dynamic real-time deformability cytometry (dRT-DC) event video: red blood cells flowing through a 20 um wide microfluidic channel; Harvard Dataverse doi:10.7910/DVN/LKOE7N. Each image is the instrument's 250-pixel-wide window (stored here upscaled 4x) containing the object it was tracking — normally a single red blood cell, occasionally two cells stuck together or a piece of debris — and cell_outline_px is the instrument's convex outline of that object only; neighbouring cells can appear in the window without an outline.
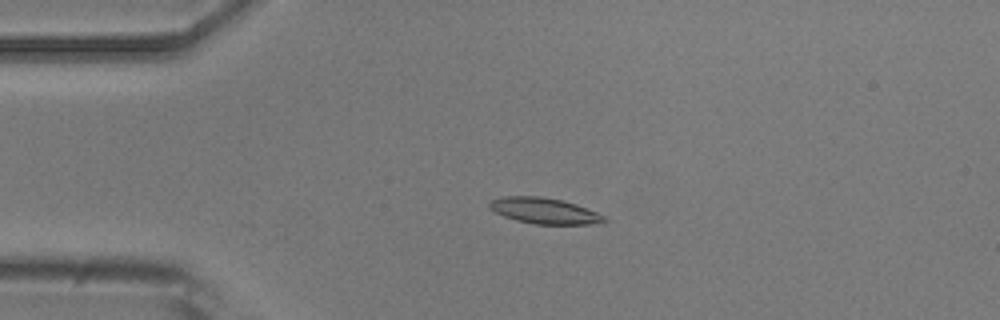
{"species": "common noctule bat (a hibernating species)", "species_latin": "Nyctalus noctula", "temperature_condition": "room temperature", "stored_images_in_passage": 5, "camera_frame_rate_fps": 3000, "um_per_image_px": 0.085, "animal": {"sex": "male", "body_mass_g": 20.5, "forearm_length_mm": 52.5}, "frame": {"image": 1, "passage_image": 3, "time_ms": 2.0, "image_size_px": [1000, 320], "cell_outline_px": [[608, 220], [604, 224], [536, 224], [516, 220], [504, 216], [488, 208], [488, 204], [492, 200], [504, 196], [540, 196], [564, 200], [576, 204], [596, 212], [604, 216]], "centroid_in_image_um": [46.3, 17.92], "position_along_channel_um": 38.7, "area_um2": 17.4}}
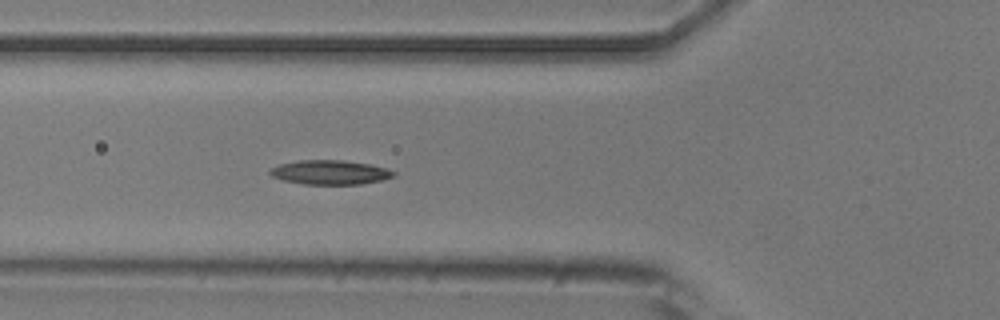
{"frame": {"image": 2, "passage_image": 5, "time_ms": 4.333, "image_size_px": [1000, 320], "cell_outline_px": [[396, 176], [384, 180], [360, 184], [304, 184], [284, 180], [272, 176], [268, 172], [272, 168], [280, 164], [300, 160], [344, 160], [368, 164], [384, 168], [396, 172]], "centroid_in_image_um": [28.08, 14.65], "position_along_channel_um": 97.7, "area_um2": 17.4}}